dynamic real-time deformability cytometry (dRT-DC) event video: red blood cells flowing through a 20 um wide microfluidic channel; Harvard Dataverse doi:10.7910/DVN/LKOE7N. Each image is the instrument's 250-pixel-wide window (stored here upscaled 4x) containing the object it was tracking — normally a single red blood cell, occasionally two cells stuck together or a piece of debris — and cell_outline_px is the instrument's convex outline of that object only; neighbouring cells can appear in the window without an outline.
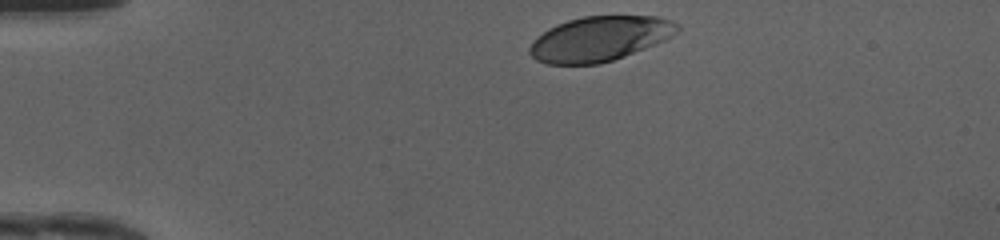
{"species": "human", "species_latin": "Homo sapiens", "temperature_condition": "cold", "stored_images_in_passage": 32, "camera_frame_rate_fps": 3000, "um_per_image_px": 0.085, "donor": {"sex": "female"}, "frame": {"image": 1, "passage_image": 1, "time_ms": 0.0, "image_size_px": [1000, 240], "cell_outline_px": [[680, 28], [672, 36], [656, 44], [624, 56], [600, 64], [548, 64], [536, 60], [528, 52], [528, 48], [532, 40], [548, 28], [556, 24], [568, 20], [584, 16], [656, 16], [672, 20], [680, 24]], "centroid_in_image_um": [50.96, 3.29], "position_along_channel_um": 34.0, "area_um2": 38.73}}
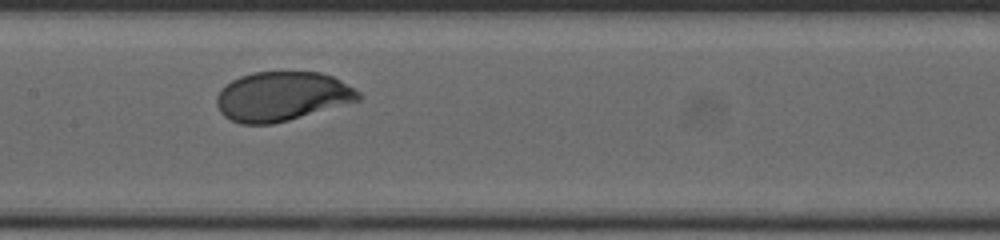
{"frame": {"image": 2, "passage_image": 16, "time_ms": 5.0, "image_size_px": [1000, 240], "cell_outline_px": [[364, 96], [360, 100], [288, 120], [272, 124], [240, 124], [224, 116], [220, 112], [216, 104], [216, 96], [232, 80], [240, 76], [252, 72], [320, 72], [332, 76], [340, 80], [360, 92]], "centroid_in_image_um": [23.97, 8.19], "position_along_channel_um": 183.4, "area_um2": 40.58}}
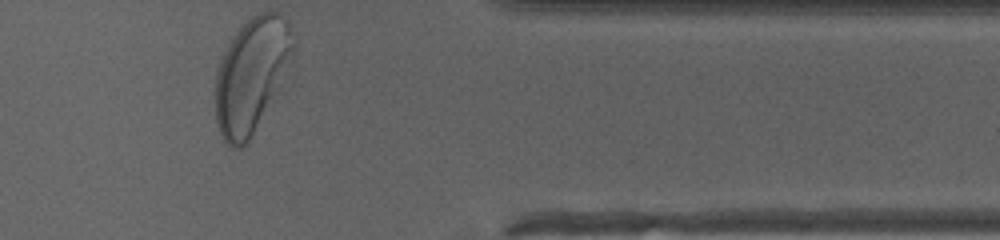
{"frame": {"image": 3, "passage_image": 32, "time_ms": 10.333, "image_size_px": [1000, 240], "cell_outline_px": [[296, 44], [248, 140], [240, 148], [232, 148], [224, 140], [220, 132], [216, 120], [216, 72], [220, 60], [232, 36], [252, 16], [260, 12], [280, 12], [288, 20], [296, 40]], "centroid_in_image_um": [21.32, 6.27], "position_along_channel_um": 390.1, "area_um2": 49.65}, "authors_computed_cell_mechanics": {"area_um2": 41.038, "velocity_mm_per_s": 4.1433, "shape_relaxation_time_tau1_ms": 1.6284, "shape_relaxation_time_tau2_ms": null, "deformation_change_tau1": 0.1208, "deformation_change_tau2": null}}